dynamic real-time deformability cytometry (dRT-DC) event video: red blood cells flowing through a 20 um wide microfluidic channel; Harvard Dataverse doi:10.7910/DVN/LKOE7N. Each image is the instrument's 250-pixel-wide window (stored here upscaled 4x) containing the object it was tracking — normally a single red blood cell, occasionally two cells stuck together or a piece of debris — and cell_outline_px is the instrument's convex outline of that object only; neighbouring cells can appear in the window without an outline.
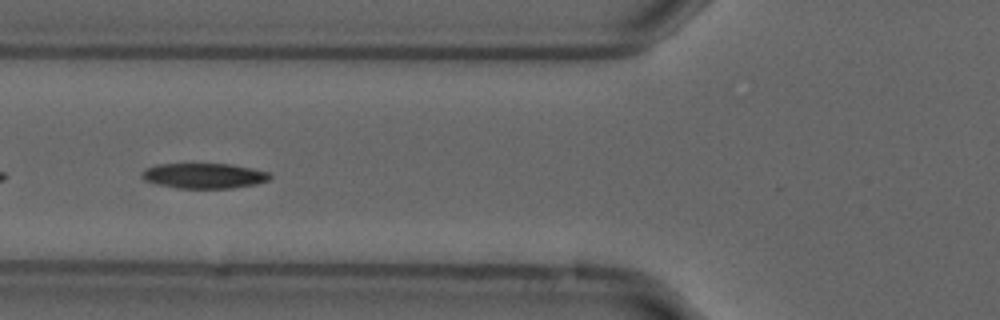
{"species": "common noctule bat (a hibernating species)", "species_latin": "Nyctalus noctula", "temperature_condition": "cold", "stored_images_in_passage": 10, "camera_frame_rate_fps": 3000, "um_per_image_px": 0.085, "animal": {"sex": "male", "forearm_length_mm": 52.5}, "frame": {"image": 1, "passage_image": 5, "time_ms": 1.333, "image_size_px": [1000, 320], "cell_outline_px": [[272, 176], [268, 180], [256, 184], [232, 188], [176, 188], [144, 180], [144, 172], [148, 168], [156, 164], [232, 164], [252, 168], [268, 172]], "centroid_in_image_um": [17.41, 14.94], "position_along_channel_um": 108.4, "area_um2": 18.55}}